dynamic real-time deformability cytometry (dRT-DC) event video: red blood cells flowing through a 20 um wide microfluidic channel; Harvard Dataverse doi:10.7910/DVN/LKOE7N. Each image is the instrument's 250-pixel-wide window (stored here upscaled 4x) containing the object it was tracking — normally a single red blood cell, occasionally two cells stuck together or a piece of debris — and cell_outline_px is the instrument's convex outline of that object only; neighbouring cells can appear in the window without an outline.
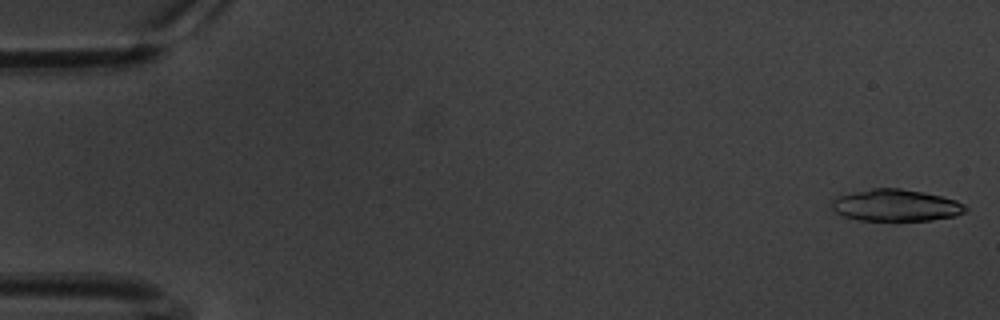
{"species": "common noctule bat (a hibernating species)", "species_latin": "Nyctalus noctula", "temperature_condition": "warm", "stored_images_in_passage": 8, "camera_frame_rate_fps": 3000, "um_per_image_px": 0.085, "animal": {"sex": "male", "body_mass_g": 20.1, "forearm_length_mm": 53.5}, "frame": {"image": 1, "passage_image": 1, "time_ms": 0.0, "image_size_px": [1000, 320], "cell_outline_px": [[968, 208], [964, 212], [956, 216], [932, 220], [860, 220], [844, 216], [836, 212], [832, 208], [832, 200], [840, 196], [852, 192], [872, 188], [900, 188], [924, 192], [956, 200], [964, 204]], "centroid_in_image_um": [76.17, 17.45], "position_along_channel_um": 8.8, "area_um2": 24.68}}